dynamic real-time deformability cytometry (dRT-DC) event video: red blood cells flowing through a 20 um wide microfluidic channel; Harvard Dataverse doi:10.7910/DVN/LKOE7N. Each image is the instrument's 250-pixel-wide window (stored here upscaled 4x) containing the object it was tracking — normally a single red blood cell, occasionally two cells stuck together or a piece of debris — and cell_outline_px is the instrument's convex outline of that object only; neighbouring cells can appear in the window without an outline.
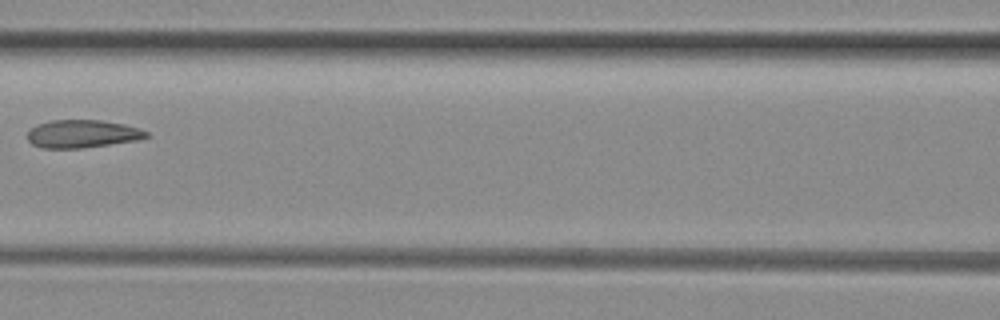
{"species": "common noctule bat (a hibernating species)", "species_latin": "Nyctalus noctula", "temperature_condition": "room temperature", "stored_images_in_passage": 7, "camera_frame_rate_fps": 3000, "um_per_image_px": 0.085, "animal": {"sex": "female", "body_mass_g": 29.2, "forearm_length_mm": 56.3}, "frame": {"image": 1, "passage_image": 6, "time_ms": 1.667, "image_size_px": [1000, 320], "cell_outline_px": [[152, 136], [140, 140], [80, 148], [40, 148], [32, 144], [28, 140], [28, 132], [36, 124], [52, 120], [104, 120], [124, 124], [140, 128], [148, 132]], "centroid_in_image_um": [7.05, 11.37], "position_along_channel_um": 159.6, "area_um2": 19.54}}
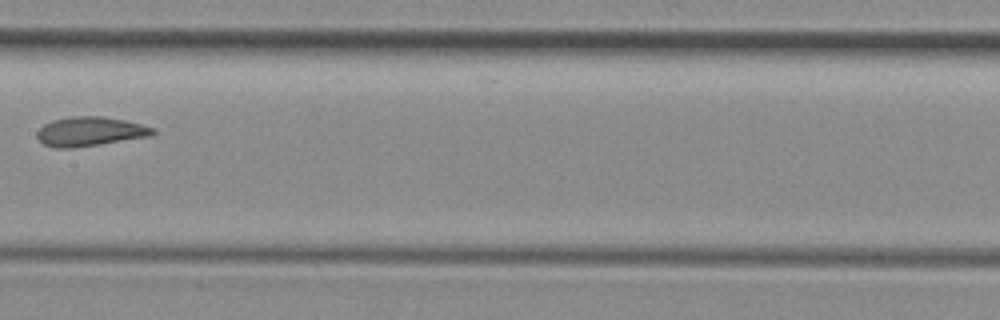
{"frame": {"image": 2, "passage_image": 7, "time_ms": 2.0, "image_size_px": [1000, 320], "cell_outline_px": [[156, 132], [152, 136], [72, 148], [56, 148], [44, 144], [36, 136], [36, 132], [44, 124], [52, 120], [68, 116], [104, 116], [124, 120], [156, 128]], "centroid_in_image_um": [7.65, 11.17], "position_along_channel_um": 199.7, "area_um2": 19.83}}